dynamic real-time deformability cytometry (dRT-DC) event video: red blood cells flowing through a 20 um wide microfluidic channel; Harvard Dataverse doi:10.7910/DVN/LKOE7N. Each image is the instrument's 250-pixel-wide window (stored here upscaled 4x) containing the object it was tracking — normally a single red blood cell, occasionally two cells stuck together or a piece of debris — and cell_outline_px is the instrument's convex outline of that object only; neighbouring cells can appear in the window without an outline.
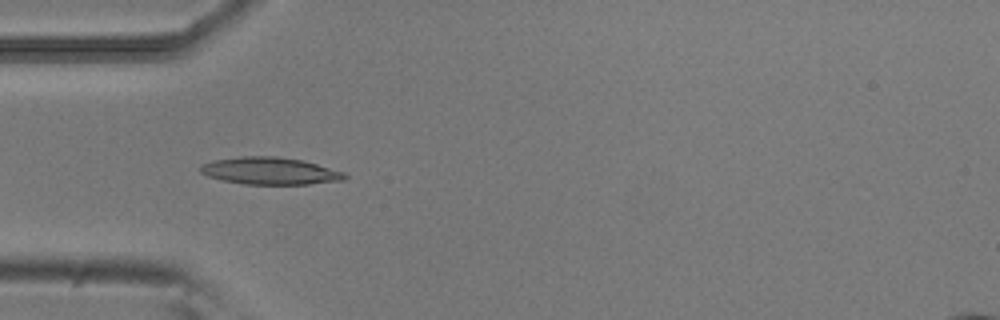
{"species": "common noctule bat (a hibernating species)", "species_latin": "Nyctalus noctula", "temperature_condition": "room temperature", "stored_images_in_passage": 53, "camera_frame_rate_fps": 3000, "um_per_image_px": 0.085, "animal": {"sex": "male", "body_mass_g": 20.5, "forearm_length_mm": 52.5}, "frame": {"image": 1, "passage_image": 16, "time_ms": 5.0, "image_size_px": [1000, 320], "cell_outline_px": [[348, 176], [344, 180], [308, 184], [244, 184], [220, 180], [208, 176], [200, 172], [200, 168], [204, 164], [212, 160], [240, 156], [276, 156], [304, 160], [344, 172]], "centroid_in_image_um": [22.95, 14.52], "position_along_channel_um": 62.0, "area_um2": 22.95}}
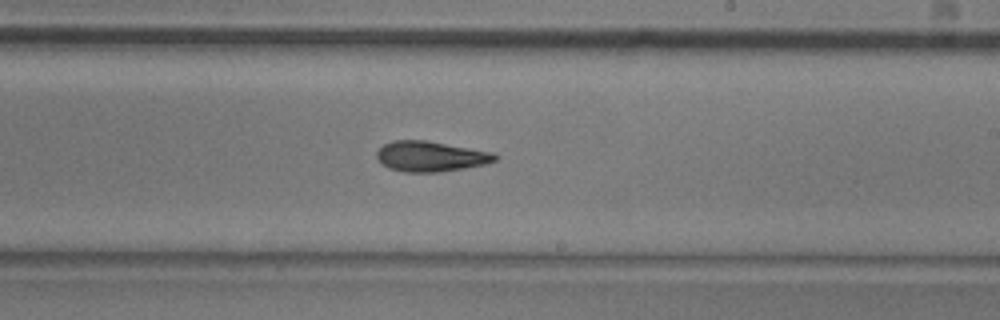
{"frame": {"image": 2, "passage_image": 31, "time_ms": 10.0, "image_size_px": [1000, 320], "cell_outline_px": [[500, 156], [496, 160], [484, 164], [464, 168], [440, 172], [404, 172], [388, 168], [376, 156], [376, 152], [384, 144], [392, 140], [424, 140], [496, 152]], "centroid_in_image_um": [36.64, 13.29], "position_along_channel_um": 252.4, "area_um2": 20.98}}
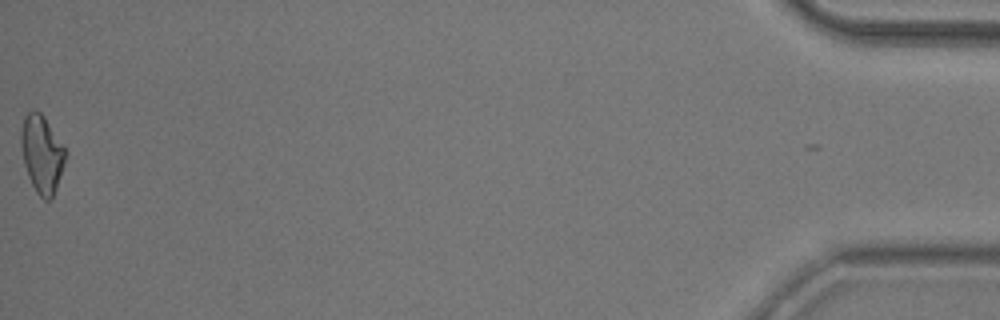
{"frame": {"image": 3, "passage_image": 53, "time_ms": 17.333, "image_size_px": [1000, 320], "cell_outline_px": [[68, 152], [52, 200], [44, 200], [36, 192], [28, 176], [24, 164], [20, 140], [20, 128], [24, 116], [32, 108], [36, 108], [44, 116]], "centroid_in_image_um": [3.55, 13.05], "position_along_channel_um": 431.6, "area_um2": 20.35}, "authors_computed_cell_mechanics": {"area_um2": 20.6924, "velocity_mm_per_s": 3.8136, "shape_relaxation_time_tau1_ms": 10.925, "shape_relaxation_time_tau2_ms": 3.7631, "deformation_change_tau1": 0.2125, "deformation_change_tau2": 0.1212}}